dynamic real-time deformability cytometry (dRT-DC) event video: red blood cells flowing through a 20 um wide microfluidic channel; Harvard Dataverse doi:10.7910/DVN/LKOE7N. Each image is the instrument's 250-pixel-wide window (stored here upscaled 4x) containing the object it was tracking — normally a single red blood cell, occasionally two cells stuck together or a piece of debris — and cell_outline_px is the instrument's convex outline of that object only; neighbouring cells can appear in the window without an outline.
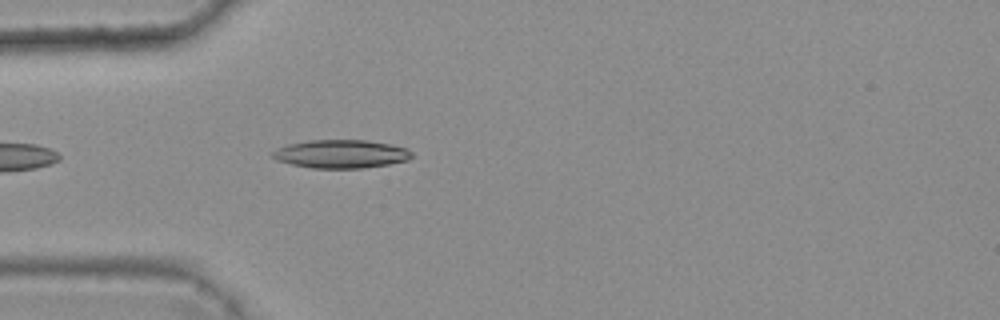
{"species": "common noctule bat (a hibernating species)", "species_latin": "Nyctalus noctula", "temperature_condition": "warm", "stored_images_in_passage": 3, "camera_frame_rate_fps": 3000, "um_per_image_px": 0.085, "animal": {"sex": "female", "body_mass_g": 25.1}, "frame": {"image": 1, "passage_image": 3, "time_ms": 0.667, "image_size_px": [1000, 320], "cell_outline_px": [[412, 156], [408, 160], [388, 164], [364, 168], [312, 168], [292, 164], [276, 160], [272, 156], [272, 152], [276, 148], [288, 144], [308, 140], [368, 140], [392, 144], [408, 148], [412, 152]], "centroid_in_image_um": [29.0, 13.08], "position_along_channel_um": 56.0, "area_um2": 23.12}}